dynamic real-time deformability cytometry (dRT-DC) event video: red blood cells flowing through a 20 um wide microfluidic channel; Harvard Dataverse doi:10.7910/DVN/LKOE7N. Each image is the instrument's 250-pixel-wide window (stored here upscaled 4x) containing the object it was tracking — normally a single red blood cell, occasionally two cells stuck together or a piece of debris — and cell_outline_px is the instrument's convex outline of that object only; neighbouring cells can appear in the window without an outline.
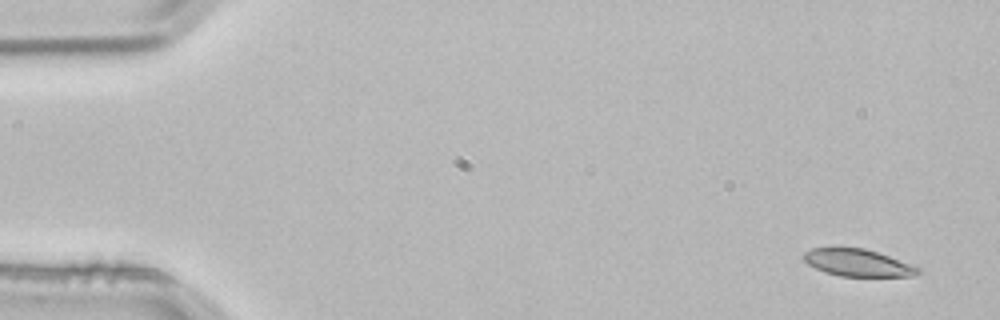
{"species": "common noctule bat (a hibernating species)", "species_latin": "Nyctalus noctula", "temperature_condition": "room temperature", "stored_images_in_passage": 2, "camera_frame_rate_fps": 3000, "um_per_image_px": 0.085, "animal": {"sex": "male", "body_mass_g": 21.5, "forearm_length_mm": 52.0}, "frame": {"image": 1, "passage_image": 1, "time_ms": 0.0, "image_size_px": [1000, 320], "cell_outline_px": [[920, 272], [912, 276], [840, 276], [824, 272], [808, 264], [804, 260], [804, 252], [812, 248], [864, 248], [888, 256], [920, 268]], "centroid_in_image_um": [72.88, 22.34], "position_along_channel_um": 12.1, "area_um2": 17.74}}